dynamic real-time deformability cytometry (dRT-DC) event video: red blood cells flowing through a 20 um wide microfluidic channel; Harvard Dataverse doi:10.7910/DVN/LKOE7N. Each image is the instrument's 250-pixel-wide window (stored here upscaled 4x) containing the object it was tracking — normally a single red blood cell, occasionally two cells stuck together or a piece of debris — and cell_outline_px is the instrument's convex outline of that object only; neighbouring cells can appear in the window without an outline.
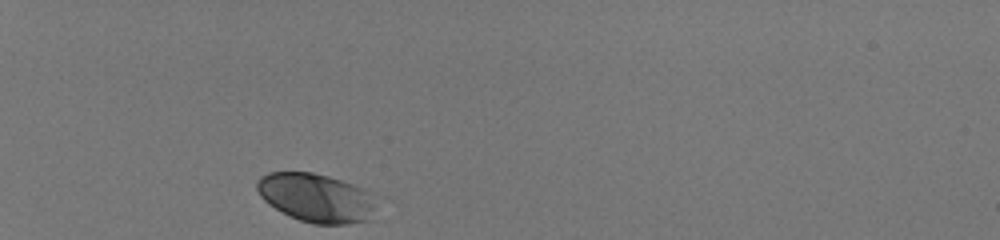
{"species": "human", "species_latin": "Homo sapiens", "temperature_condition": "room temperature", "stored_images_in_passage": 31, "camera_frame_rate_fps": 3000, "um_per_image_px": 0.085, "donor": {"sex": "male"}, "frame": {"image": 1, "passage_image": 1, "time_ms": 0.0, "image_size_px": [1000, 240], "cell_outline_px": [[388, 196], [372, 220], [348, 224], [312, 224], [300, 220], [276, 208], [264, 200], [260, 196], [256, 188], [256, 180], [260, 176], [268, 172], [312, 172], [328, 176]], "centroid_in_image_um": [27.11, 16.82], "position_along_channel_um": 57.9, "area_um2": 35.49}}
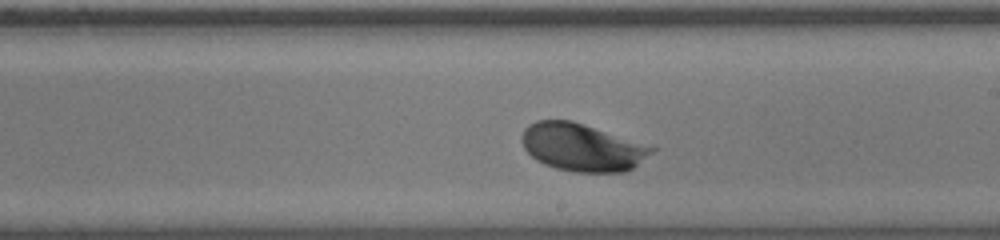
{"frame": {"image": 2, "passage_image": 18, "time_ms": 5.667, "image_size_px": [1000, 240], "cell_outline_px": [[656, 148], [652, 152], [632, 168], [624, 172], [576, 172], [556, 168], [544, 164], [536, 160], [524, 148], [520, 140], [524, 128], [528, 124], [536, 120], [572, 120], [656, 144]], "centroid_in_image_um": [49.54, 12.49], "position_along_channel_um": 239.5, "area_um2": 36.88}}
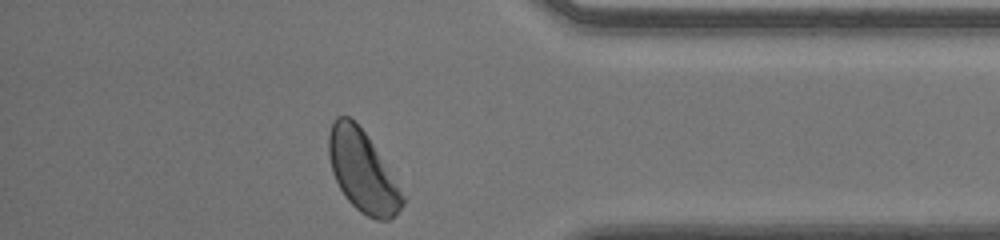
{"frame": {"image": 3, "passage_image": 31, "time_ms": 10.0, "image_size_px": [1000, 240], "cell_outline_px": [[404, 204], [388, 220], [376, 220], [360, 212], [344, 196], [332, 172], [328, 156], [328, 136], [332, 124], [336, 116], [348, 116], [364, 132], [372, 144], [404, 196]], "centroid_in_image_um": [30.76, 14.57], "position_along_channel_um": 404.4, "area_um2": 33.93}, "authors_computed_cell_mechanics": {"area_um2": 34.68, "velocity_mm_per_s": 4.0011, "shape_relaxation_time_tau1_ms": 1.3989, "shape_relaxation_time_tau2_ms": null, "deformation_change_tau1": 0.0956, "deformation_change_tau2": null}}